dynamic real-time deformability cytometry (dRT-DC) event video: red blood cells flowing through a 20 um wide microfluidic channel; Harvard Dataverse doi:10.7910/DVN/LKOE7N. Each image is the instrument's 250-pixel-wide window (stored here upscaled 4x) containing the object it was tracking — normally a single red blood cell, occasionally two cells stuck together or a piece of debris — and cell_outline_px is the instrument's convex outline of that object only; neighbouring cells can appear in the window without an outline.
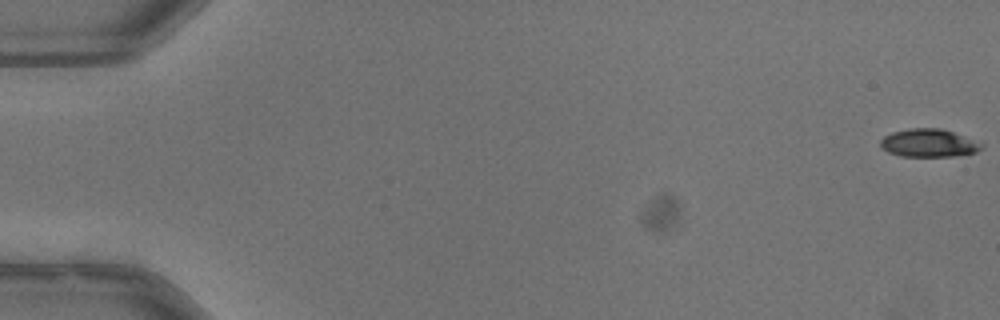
{"species": "common noctule bat (a hibernating species)", "species_latin": "Nyctalus noctula", "temperature_condition": "warm", "stored_images_in_passage": 19, "camera_frame_rate_fps": 3000, "um_per_image_px": 0.085, "animal": {"sex": "male", "body_mass_g": 13.3}, "frame": {"image": 1, "passage_image": 1, "time_ms": 0.0, "image_size_px": [1000, 320], "cell_outline_px": [[984, 144], [976, 152], [952, 156], [900, 156], [888, 152], [880, 144], [880, 140], [884, 136], [892, 132], [908, 128], [940, 128], [952, 132]], "centroid_in_image_um": [78.9, 12.15], "position_along_channel_um": 6.1, "area_um2": 16.24}}
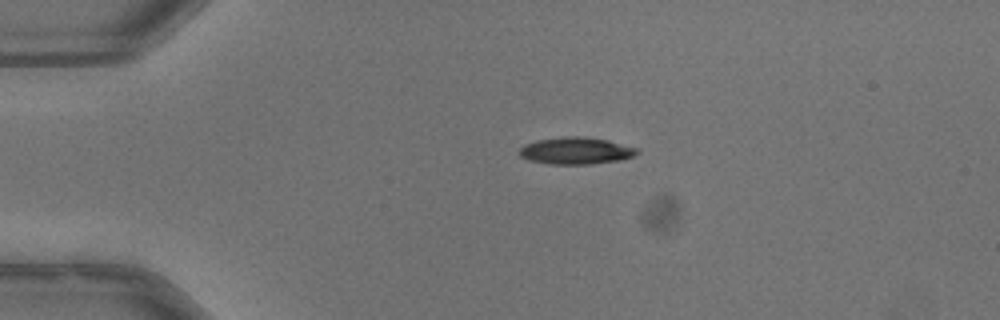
{"frame": {"image": 2, "passage_image": 13, "time_ms": 4.0, "image_size_px": [1000, 320], "cell_outline_px": [[640, 152], [632, 156], [620, 160], [588, 164], [548, 164], [528, 160], [520, 156], [520, 148], [524, 144], [536, 140], [564, 136], [584, 136], [608, 140], [636, 148]], "centroid_in_image_um": [48.92, 12.81], "position_along_channel_um": 36.1, "area_um2": 18.5}}